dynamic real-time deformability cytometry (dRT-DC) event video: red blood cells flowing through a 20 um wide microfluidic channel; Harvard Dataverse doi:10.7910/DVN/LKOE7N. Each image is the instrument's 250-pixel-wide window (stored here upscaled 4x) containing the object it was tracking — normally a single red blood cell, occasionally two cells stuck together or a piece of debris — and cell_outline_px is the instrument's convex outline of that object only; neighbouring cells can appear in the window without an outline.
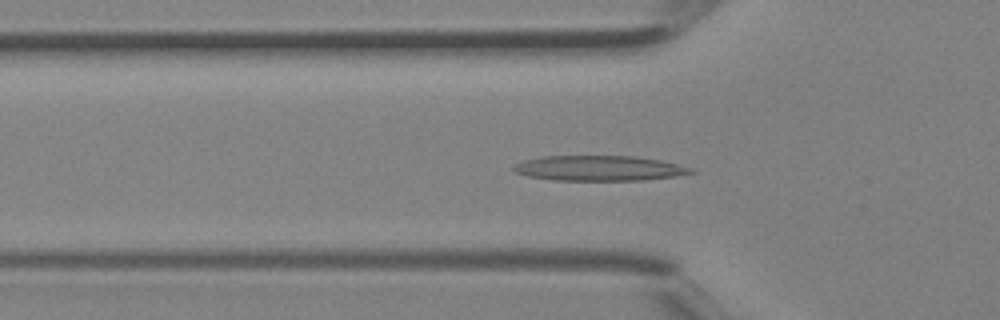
{"species": "Egyptian fruit bat (a non-hibernating species)", "species_latin": "Rousettus aegyptiacus", "temperature_condition": "room temperature", "stored_images_in_passage": 41, "camera_frame_rate_fps": 3000, "um_per_image_px": 0.085, "animal": {"sex": "female"}, "frame": {"image": 1, "passage_image": 13, "time_ms": 4.0, "image_size_px": [1000, 320], "cell_outline_px": [[696, 172], [676, 176], [644, 180], [552, 180], [528, 176], [516, 172], [512, 168], [516, 164], [524, 160], [540, 156], [636, 156], [660, 160], [692, 168]], "centroid_in_image_um": [50.93, 14.29], "position_along_channel_um": 74.9, "area_um2": 25.95}}
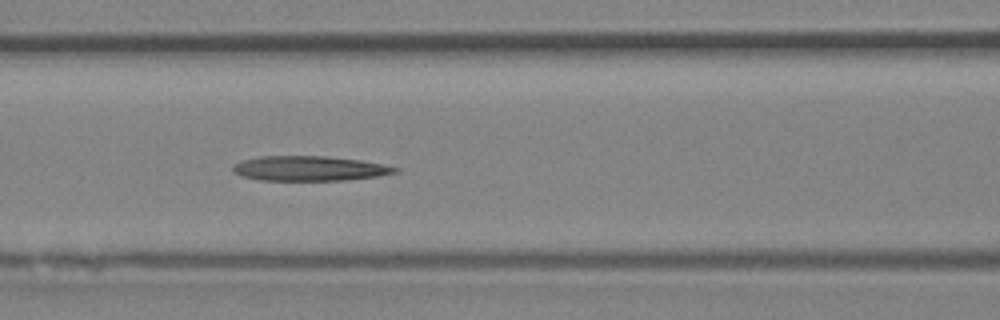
{"frame": {"image": 2, "passage_image": 17, "time_ms": 5.333, "image_size_px": [1000, 320], "cell_outline_px": [[400, 168], [396, 172], [380, 176], [348, 180], [260, 180], [244, 176], [236, 172], [232, 168], [232, 164], [244, 160], [260, 156], [324, 156], [360, 160]], "centroid_in_image_um": [26.31, 14.32], "position_along_channel_um": 140.3, "area_um2": 23.24}}
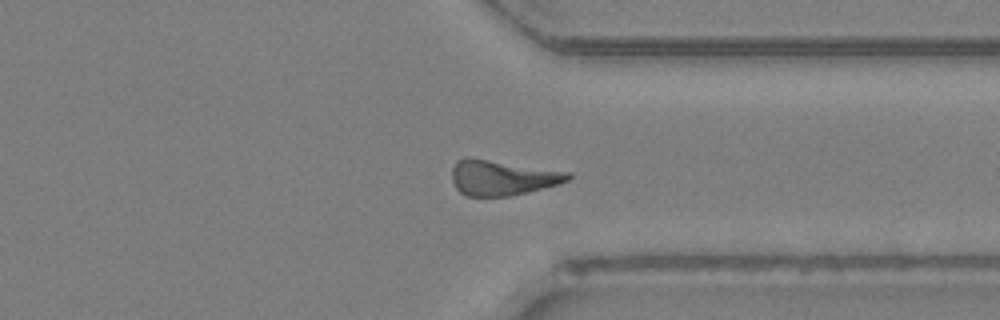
{"frame": {"image": 3, "passage_image": 31, "time_ms": 10.0, "image_size_px": [1000, 320], "cell_outline_px": [[572, 176], [568, 180], [560, 184], [528, 192], [508, 196], [464, 196], [456, 188], [452, 180], [452, 168], [456, 160], [464, 156], [468, 156], [572, 172]], "centroid_in_image_um": [42.68, 15.08], "position_along_channel_um": 368.7, "area_um2": 24.28}}